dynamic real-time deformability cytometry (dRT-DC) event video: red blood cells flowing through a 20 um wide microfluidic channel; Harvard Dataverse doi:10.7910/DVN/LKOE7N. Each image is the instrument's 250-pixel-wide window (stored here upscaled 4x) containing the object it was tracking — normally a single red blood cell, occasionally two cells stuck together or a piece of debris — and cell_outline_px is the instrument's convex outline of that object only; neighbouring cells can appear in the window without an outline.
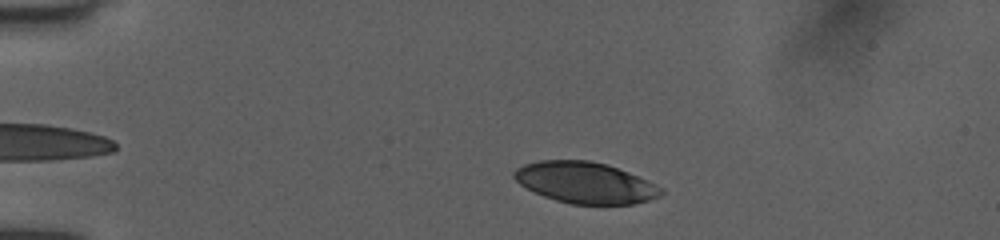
{"species": "human", "species_latin": "Homo sapiens", "temperature_condition": "room temperature", "stored_images_in_passage": 45, "camera_frame_rate_fps": 3000, "um_per_image_px": 0.085, "donor": {"sex": "female"}, "frame": {"image": 1, "passage_image": 5, "time_ms": 1.333, "image_size_px": [1000, 240], "cell_outline_px": [[664, 192], [660, 196], [648, 200], [632, 204], [572, 204], [556, 200], [544, 196], [520, 184], [512, 176], [512, 172], [516, 168], [524, 164], [540, 160], [588, 160], [608, 164], [628, 172], [664, 188]], "centroid_in_image_um": [49.74, 15.52], "position_along_channel_um": 35.3, "area_um2": 35.2}}
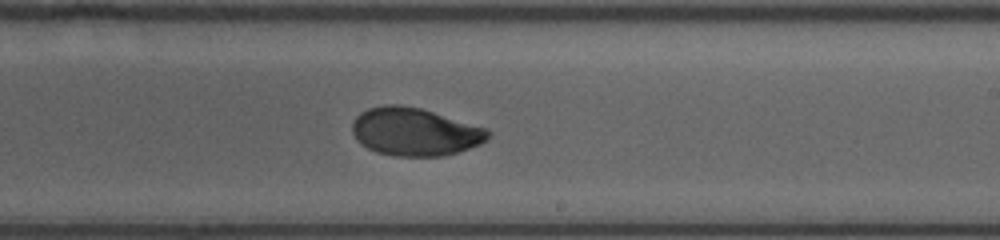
{"frame": {"image": 2, "passage_image": 26, "time_ms": 8.333, "image_size_px": [1000, 240], "cell_outline_px": [[492, 132], [488, 140], [480, 144], [444, 156], [392, 156], [376, 152], [360, 144], [356, 140], [352, 132], [352, 120], [360, 112], [368, 108], [384, 104], [400, 104], [420, 108], [488, 128]], "centroid_in_image_um": [35.24, 11.19], "position_along_channel_um": 253.8, "area_um2": 38.32}}
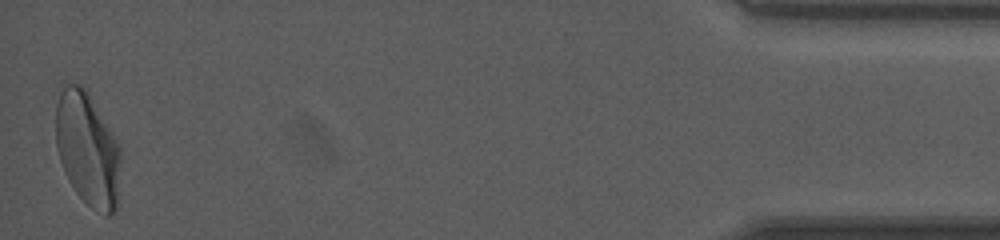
{"frame": {"image": 3, "passage_image": 45, "time_ms": 14.667, "image_size_px": [1000, 240], "cell_outline_px": [[120, 164], [116, 208], [108, 216], [104, 216], [96, 212], [76, 192], [68, 180], [64, 172], [60, 160], [56, 144], [56, 104], [60, 84], [64, 80], [80, 84], [88, 92], [120, 144]], "centroid_in_image_um": [7.42, 12.61], "position_along_channel_um": 427.8, "area_um2": 43.52}, "authors_computed_cell_mechanics": {"area_um2": 38.4948, "velocity_mm_per_s": 4.0102, "shape_relaxation_time_tau1_ms": 3.7504, "shape_relaxation_time_tau2_ms": 1.7458, "deformation_change_tau1": 0.1568, "deformation_change_tau2": 0.0282}}